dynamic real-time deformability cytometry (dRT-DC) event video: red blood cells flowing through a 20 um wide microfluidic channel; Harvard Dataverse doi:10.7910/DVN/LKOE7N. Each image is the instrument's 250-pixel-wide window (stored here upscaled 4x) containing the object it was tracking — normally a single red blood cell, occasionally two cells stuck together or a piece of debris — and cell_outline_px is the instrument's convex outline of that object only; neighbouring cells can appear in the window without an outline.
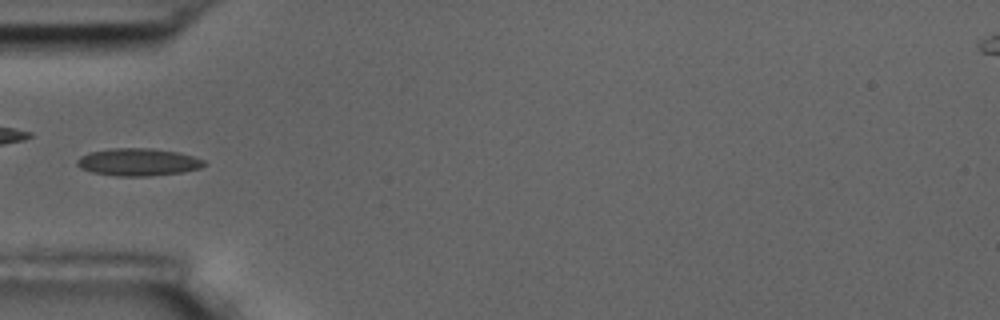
{"species": "common noctule bat (a hibernating species)", "species_latin": "Nyctalus noctula", "temperature_condition": "room temperature", "stored_images_in_passage": 5, "camera_frame_rate_fps": 3000, "um_per_image_px": 0.085, "animal": {"sex": "male", "body_mass_g": 17.5, "forearm_length_mm": 52.3}, "frame": {"image": 1, "passage_image": 5, "time_ms": 4.667, "image_size_px": [1000, 320], "cell_outline_px": [[208, 164], [200, 168], [184, 172], [148, 176], [116, 176], [92, 172], [80, 168], [76, 164], [76, 160], [80, 156], [88, 152], [112, 148], [152, 148], [176, 152], [192, 156], [204, 160]], "centroid_in_image_um": [11.72, 13.78], "position_along_channel_um": 73.3, "area_um2": 20.46}}